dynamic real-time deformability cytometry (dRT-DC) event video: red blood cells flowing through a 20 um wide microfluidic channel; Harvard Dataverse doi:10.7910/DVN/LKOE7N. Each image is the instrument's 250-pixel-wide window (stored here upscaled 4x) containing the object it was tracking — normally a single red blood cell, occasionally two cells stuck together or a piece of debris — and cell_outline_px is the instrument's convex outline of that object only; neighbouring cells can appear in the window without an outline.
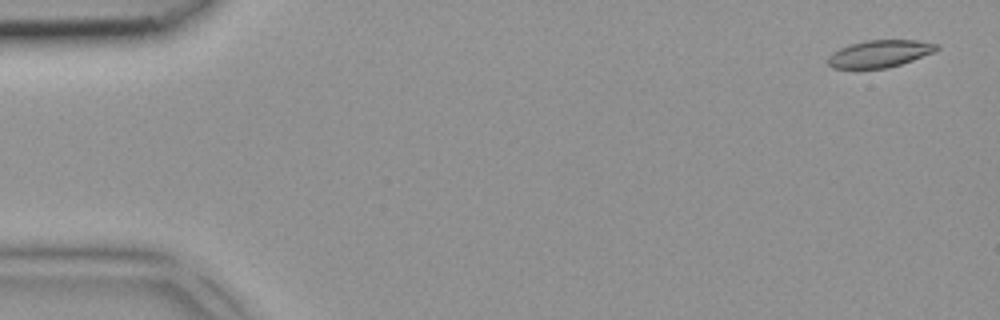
{"species": "common noctule bat (a hibernating species)", "species_latin": "Nyctalus noctula", "temperature_condition": "room temperature", "stored_images_in_passage": 5, "camera_frame_rate_fps": 3000, "um_per_image_px": 0.085, "animal": {"sex": "female", "body_mass_g": 18.4}, "frame": {"image": 1, "passage_image": 1, "time_ms": 0.0, "image_size_px": [1000, 320], "cell_outline_px": [[940, 48], [932, 52], [912, 60], [888, 68], [832, 68], [828, 64], [828, 56], [832, 52], [840, 48], [852, 44], [868, 40], [916, 40], [940, 44]], "centroid_in_image_um": [74.77, 4.56], "position_along_channel_um": 10.2, "area_um2": 17.05}}
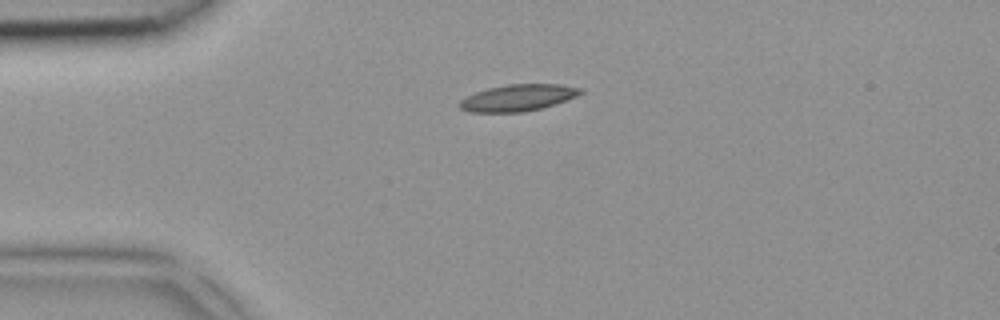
{"frame": {"image": 2, "passage_image": 3, "time_ms": 0.667, "image_size_px": [1000, 320], "cell_outline_px": [[584, 92], [576, 96], [540, 108], [524, 112], [468, 112], [460, 108], [456, 104], [460, 100], [476, 92], [488, 88], [508, 84], [560, 84], [580, 88]], "centroid_in_image_um": [43.97, 8.31], "position_along_channel_um": 41.0, "area_um2": 18.55}}
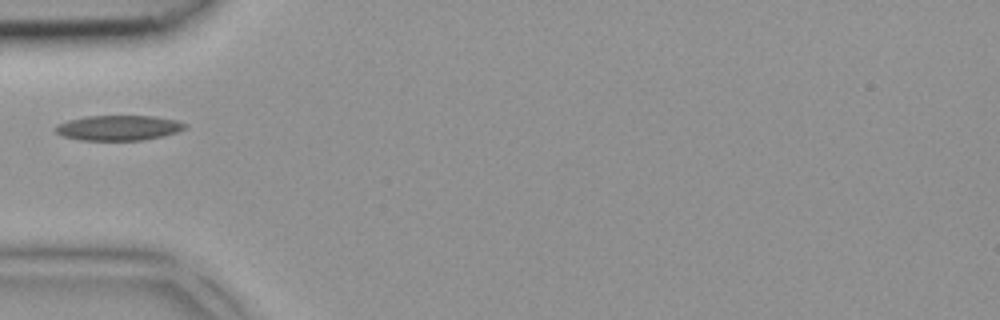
{"frame": {"image": 3, "passage_image": 4, "time_ms": 1.0, "image_size_px": [1000, 320], "cell_outline_px": [[188, 128], [164, 136], [144, 140], [80, 140], [64, 136], [56, 132], [56, 128], [60, 124], [68, 120], [84, 116], [152, 116], [176, 120], [188, 124]], "centroid_in_image_um": [10.14, 10.86], "position_along_channel_um": 74.9, "area_um2": 18.9}}